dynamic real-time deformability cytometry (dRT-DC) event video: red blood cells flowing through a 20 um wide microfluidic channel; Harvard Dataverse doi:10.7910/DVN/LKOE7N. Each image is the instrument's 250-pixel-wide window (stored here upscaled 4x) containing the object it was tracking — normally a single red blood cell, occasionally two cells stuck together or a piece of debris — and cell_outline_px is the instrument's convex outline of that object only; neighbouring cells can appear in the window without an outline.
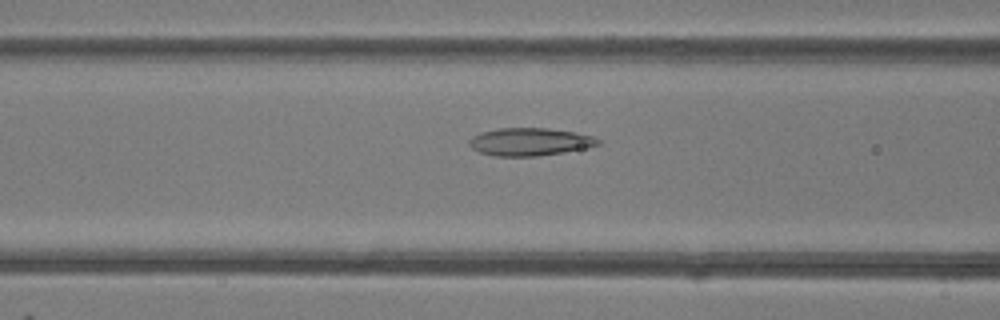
{"species": "common noctule bat (a hibernating species)", "species_latin": "Nyctalus noctula", "temperature_condition": "room temperature", "stored_images_in_passage": 35, "camera_frame_rate_fps": 3000, "um_per_image_px": 0.085, "animal": {"sex": "female"}, "frame": {"image": 1, "passage_image": 6, "time_ms": 1.667, "image_size_px": [1000, 320], "cell_outline_px": [[600, 144], [560, 152], [536, 156], [492, 156], [480, 152], [472, 148], [468, 144], [468, 140], [472, 136], [480, 132], [500, 128], [548, 128], [576, 132], [592, 136], [600, 140]], "centroid_in_image_um": [44.96, 12.04], "position_along_channel_um": 121.6, "area_um2": 20.63}}
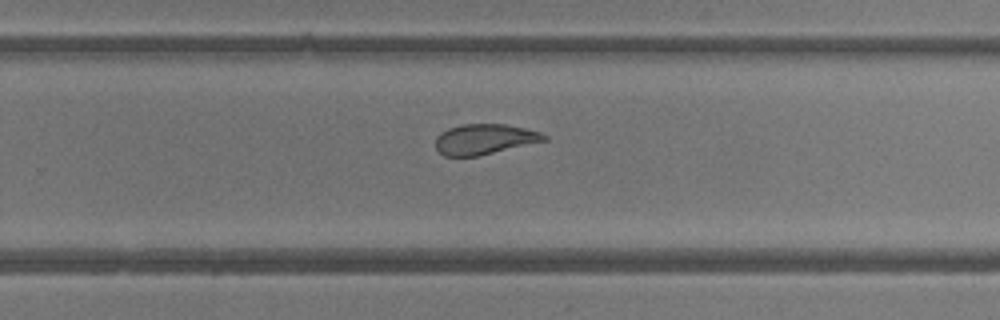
{"frame": {"image": 2, "passage_image": 18, "time_ms": 5.667, "image_size_px": [1000, 320], "cell_outline_px": [[548, 140], [480, 156], [444, 156], [436, 148], [436, 136], [440, 132], [448, 128], [464, 124], [504, 124], [524, 128], [540, 132], [548, 136]], "centroid_in_image_um": [41.19, 11.84], "position_along_channel_um": 288.6, "area_um2": 19.31}}
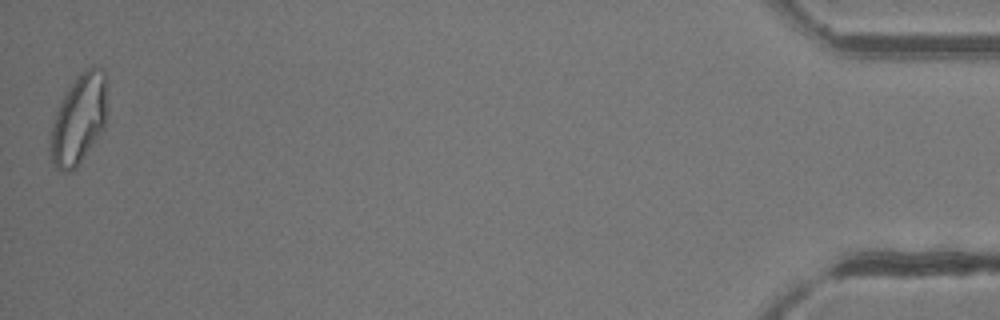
{"frame": {"image": 3, "passage_image": 35, "time_ms": 11.333, "image_size_px": [1000, 320], "cell_outline_px": [[108, 76], [104, 128], [76, 168], [72, 172], [64, 172], [56, 168], [52, 164], [48, 148], [52, 128], [60, 104], [64, 96], [76, 76], [88, 68], [104, 68]], "centroid_in_image_um": [6.71, 10.15], "position_along_channel_um": 428.5, "area_um2": 29.65}, "authors_computed_cell_mechanics": {"area_um2": 21.1548, "velocity_mm_per_s": 4.1924, "shape_relaxation_time_tau1_ms": 7.6409, "shape_relaxation_time_tau2_ms": 1.1995, "deformation_change_tau1": 0.1964, "deformation_change_tau2": 0.0744}}